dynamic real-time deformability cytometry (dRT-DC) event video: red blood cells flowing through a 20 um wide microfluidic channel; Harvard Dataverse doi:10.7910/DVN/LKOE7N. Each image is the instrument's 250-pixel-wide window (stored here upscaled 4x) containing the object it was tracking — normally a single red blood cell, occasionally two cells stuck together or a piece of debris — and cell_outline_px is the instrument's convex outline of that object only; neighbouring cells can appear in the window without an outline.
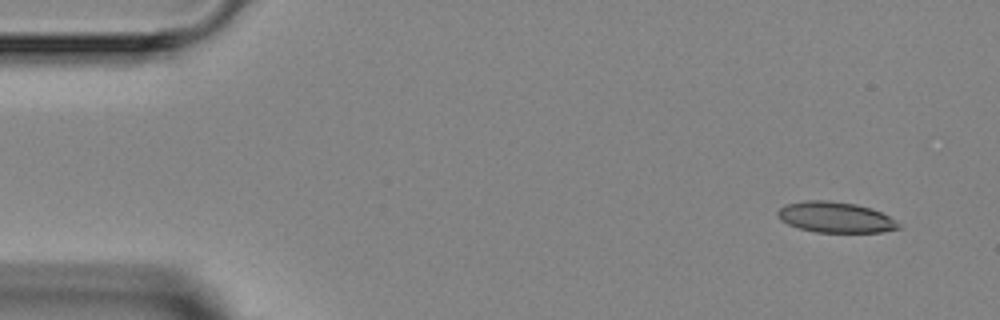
{"species": "Egyptian fruit bat (a non-hibernating species)", "species_latin": "Rousettus aegyptiacus", "temperature_condition": "room temperature", "stored_images_in_passage": 5, "camera_frame_rate_fps": 3000, "um_per_image_px": 0.085, "animal": {"sex": "female"}, "frame": {"image": 1, "passage_image": 1, "time_ms": 0.0, "image_size_px": [1000, 320], "cell_outline_px": [[900, 228], [880, 232], [816, 232], [800, 228], [788, 224], [780, 220], [776, 216], [776, 212], [784, 204], [804, 200], [828, 200], [856, 204], [872, 208], [888, 216], [900, 224]], "centroid_in_image_um": [70.96, 18.45], "position_along_channel_um": 14.0, "area_um2": 21.68}}
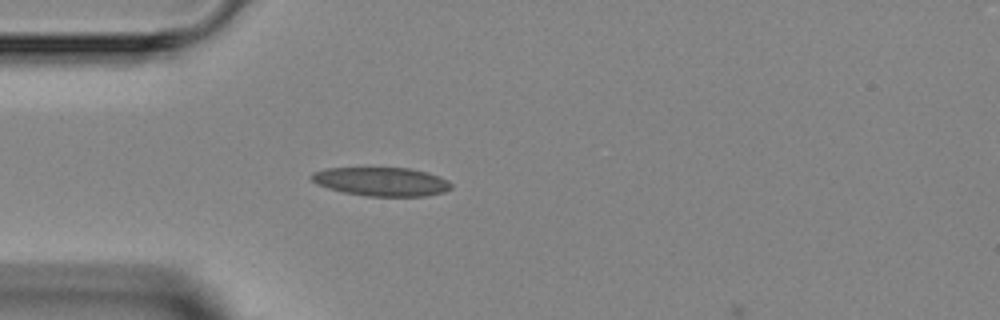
{"frame": {"image": 2, "passage_image": 4, "time_ms": 3.333, "image_size_px": [1000, 320], "cell_outline_px": [[452, 188], [444, 192], [428, 196], [368, 196], [344, 192], [328, 188], [316, 184], [308, 176], [312, 172], [324, 168], [408, 168], [428, 172], [440, 176], [448, 180], [452, 184]], "centroid_in_image_um": [32.43, 15.43], "position_along_channel_um": 52.6, "area_um2": 23.58}}